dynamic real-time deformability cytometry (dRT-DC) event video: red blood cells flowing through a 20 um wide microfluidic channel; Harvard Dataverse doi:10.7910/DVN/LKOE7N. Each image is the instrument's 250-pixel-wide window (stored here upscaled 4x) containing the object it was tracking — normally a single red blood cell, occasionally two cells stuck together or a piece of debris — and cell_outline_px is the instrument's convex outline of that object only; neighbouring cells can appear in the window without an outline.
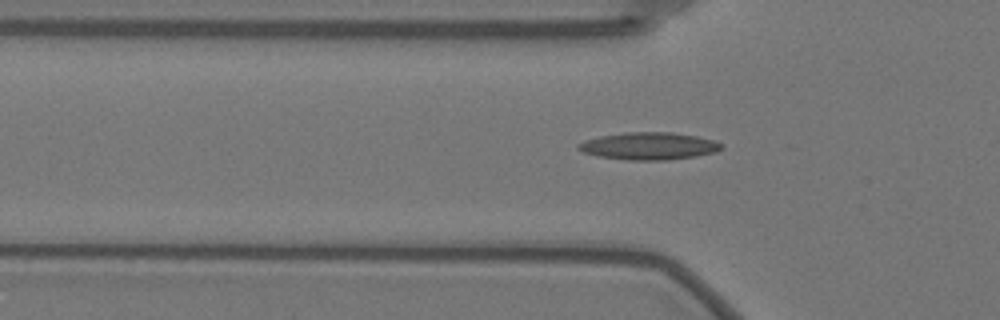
{"species": "Egyptian fruit bat (a non-hibernating species)", "species_latin": "Rousettus aegyptiacus", "temperature_condition": "warm", "stored_images_in_passage": 27, "camera_frame_rate_fps": 3000, "um_per_image_px": 0.085, "animal": {"sex": "female"}, "frame": {"image": 1, "passage_image": 18, "time_ms": 5.667, "image_size_px": [1000, 320], "cell_outline_px": [[724, 148], [716, 152], [696, 156], [668, 160], [628, 160], [600, 156], [584, 152], [576, 148], [576, 144], [584, 140], [600, 136], [624, 132], [672, 132], [696, 136], [712, 140], [720, 144]], "centroid_in_image_um": [55.14, 12.41], "position_along_channel_um": 70.7, "area_um2": 22.77}}
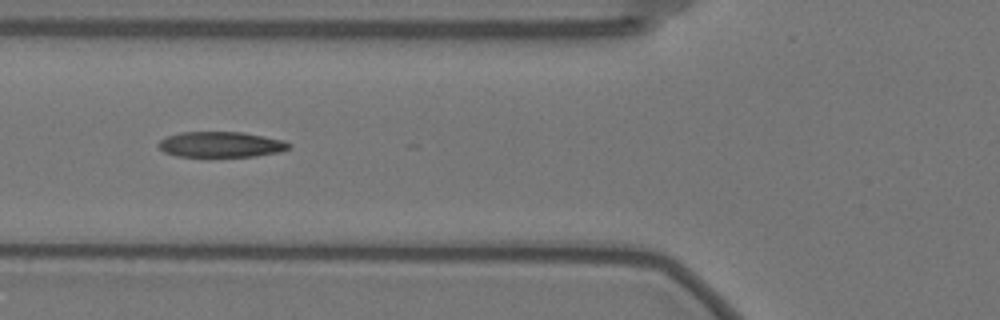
{"frame": {"image": 2, "passage_image": 21, "time_ms": 6.667, "image_size_px": [1000, 320], "cell_outline_px": [[292, 144], [288, 148], [280, 152], [256, 156], [176, 156], [164, 152], [156, 144], [160, 140], [168, 136], [180, 132], [244, 132], [284, 140]], "centroid_in_image_um": [18.78, 12.27], "position_along_channel_um": 107.0, "area_um2": 19.42}}
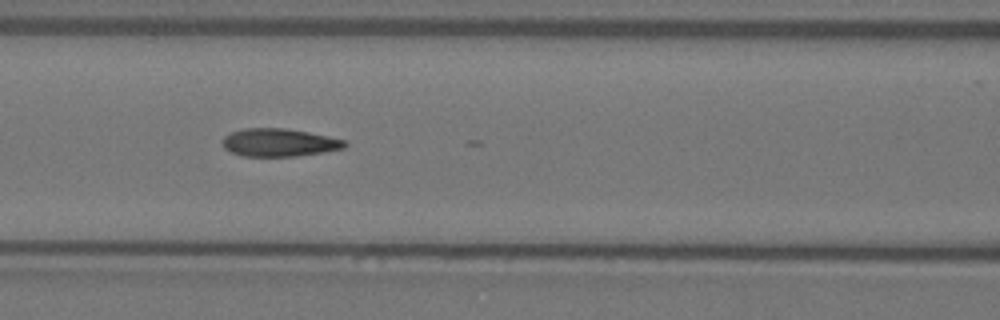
{"frame": {"image": 3, "passage_image": 24, "time_ms": 7.667, "image_size_px": [1000, 320], "cell_outline_px": [[348, 144], [344, 148], [296, 156], [244, 156], [232, 152], [224, 148], [220, 140], [224, 136], [232, 132], [244, 128], [284, 128], [308, 132], [328, 136], [344, 140]], "centroid_in_image_um": [23.69, 12.11], "position_along_channel_um": 142.9, "area_um2": 19.77}}